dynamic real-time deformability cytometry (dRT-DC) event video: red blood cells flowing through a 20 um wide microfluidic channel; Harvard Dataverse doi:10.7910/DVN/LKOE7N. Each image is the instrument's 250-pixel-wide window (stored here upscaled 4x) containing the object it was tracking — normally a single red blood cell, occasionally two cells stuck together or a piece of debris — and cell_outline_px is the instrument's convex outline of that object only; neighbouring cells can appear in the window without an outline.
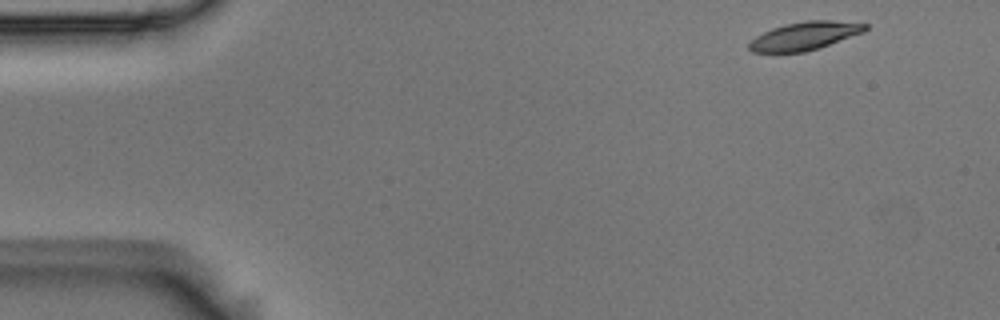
{"species": "Egyptian fruit bat (a non-hibernating species)", "species_latin": "Rousettus aegyptiacus", "temperature_condition": "room temperature", "stored_images_in_passage": 52, "camera_frame_rate_fps": 3000, "um_per_image_px": 0.085, "animal": {"sex": "male"}, "frame": {"image": 1, "passage_image": 2, "time_ms": 0.333, "image_size_px": [1000, 320], "cell_outline_px": [[868, 28], [864, 32], [804, 52], [752, 52], [748, 48], [748, 44], [756, 36], [772, 28], [784, 24], [804, 20], [832, 20], [868, 24]], "centroid_in_image_um": [68.38, 3.03], "position_along_channel_um": 16.6, "area_um2": 18.84}}
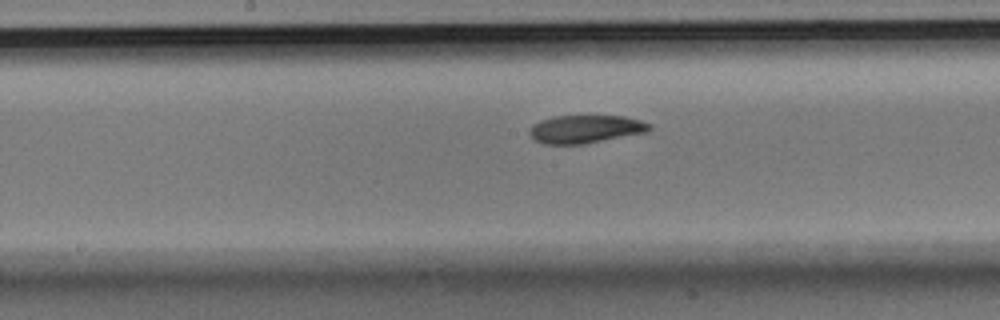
{"frame": {"image": 2, "passage_image": 25, "time_ms": 8.0, "image_size_px": [1000, 320], "cell_outline_px": [[652, 128], [644, 132], [584, 144], [544, 144], [536, 140], [528, 132], [532, 124], [540, 120], [552, 116], [624, 116], [640, 120], [652, 124]], "centroid_in_image_um": [49.74, 10.96], "position_along_channel_um": 198.5, "area_um2": 19.48}}
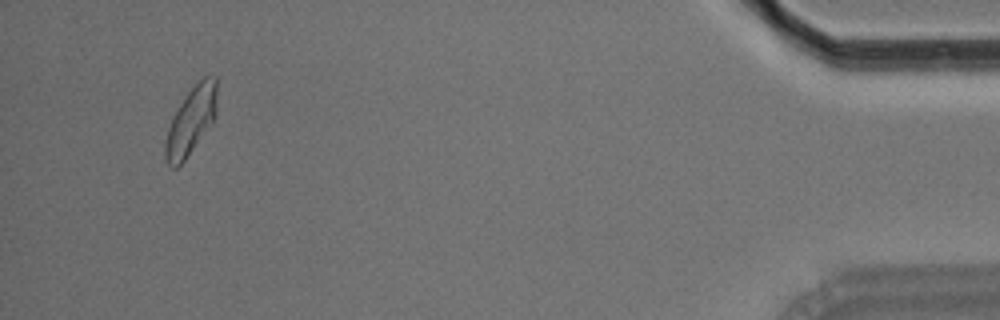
{"frame": {"image": 3, "passage_image": 49, "time_ms": 16.0, "image_size_px": [1000, 320], "cell_outline_px": [[216, 116], [184, 160], [176, 168], [172, 168], [164, 160], [164, 144], [168, 128], [180, 104], [188, 92], [204, 76], [216, 76]], "centroid_in_image_um": [16.22, 10.29], "position_along_channel_um": 419.0, "area_um2": 19.77}, "authors_computed_cell_mechanics": {"area_um2": 19.9699, "velocity_mm_per_s": 3.6743, "shape_relaxation_time_tau1_ms": 4.3045, "shape_relaxation_time_tau2_ms": 2.8619, "deformation_change_tau1": 0.1381, "deformation_change_tau2": 0.0798}}